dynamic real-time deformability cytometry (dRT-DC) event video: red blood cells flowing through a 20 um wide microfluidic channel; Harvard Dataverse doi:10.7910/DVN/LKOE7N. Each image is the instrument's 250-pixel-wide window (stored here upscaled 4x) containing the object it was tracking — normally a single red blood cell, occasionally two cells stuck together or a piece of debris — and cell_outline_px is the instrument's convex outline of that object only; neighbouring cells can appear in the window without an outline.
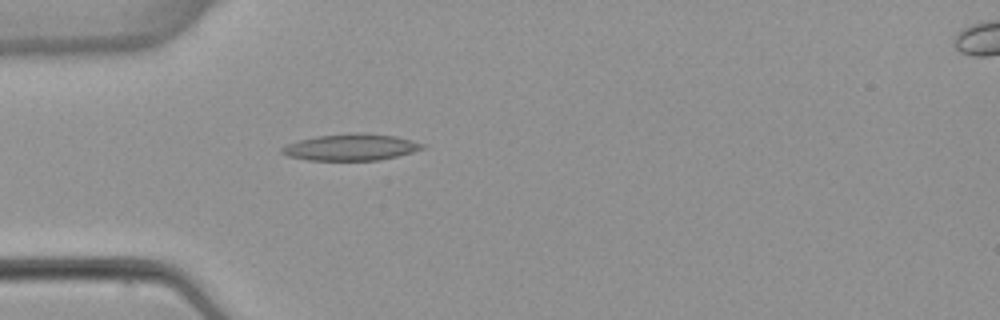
{"species": "common noctule bat (a hibernating species)", "species_latin": "Nyctalus noctula", "temperature_condition": "warm", "stored_images_in_passage": 1, "camera_frame_rate_fps": 3000, "um_per_image_px": 0.085, "animal": {"sex": "female", "body_mass_g": 22.7, "forearm_length_mm": 54.2}, "frame": {"image": 1, "passage_image": 1, "time_ms": 0.0, "image_size_px": [1000, 320], "cell_outline_px": [[424, 148], [412, 152], [380, 160], [308, 160], [288, 156], [280, 152], [280, 148], [288, 144], [300, 140], [316, 136], [352, 132], [364, 132], [396, 136], [412, 140], [424, 144]], "centroid_in_image_um": [29.83, 12.5], "position_along_channel_um": 55.2, "area_um2": 21.79}}